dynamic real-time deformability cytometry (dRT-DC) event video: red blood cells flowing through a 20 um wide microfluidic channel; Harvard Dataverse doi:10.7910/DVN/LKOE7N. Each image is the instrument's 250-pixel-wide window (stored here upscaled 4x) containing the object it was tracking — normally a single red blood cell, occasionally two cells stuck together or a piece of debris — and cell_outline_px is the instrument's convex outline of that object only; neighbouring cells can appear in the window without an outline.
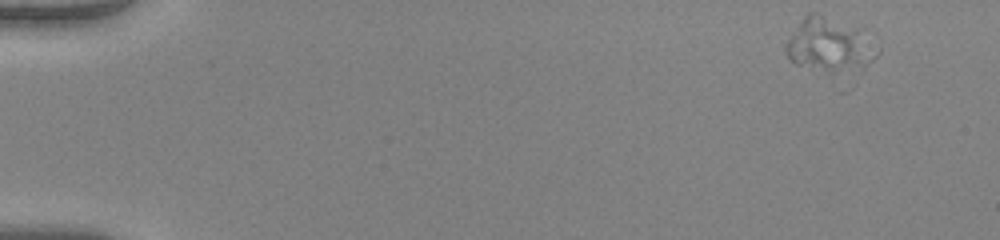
{"species": "human", "species_latin": "Homo sapiens", "temperature_condition": "warm", "stored_images_in_passage": 49, "camera_frame_rate_fps": 3000, "um_per_image_px": 0.085, "donor": {"sex": "female"}, "frame": {"image": 1, "passage_image": 1, "time_ms": 0.0, "image_size_px": [1000, 240], "cell_outline_px": [[868, 28], [856, 84], [848, 92], [836, 92], [796, 64], [784, 52], [784, 48], [788, 40], [804, 16], [808, 12], [820, 12]], "centroid_in_image_um": [70.41, 4.21], "position_along_channel_um": 14.6, "area_um2": 32.6}}
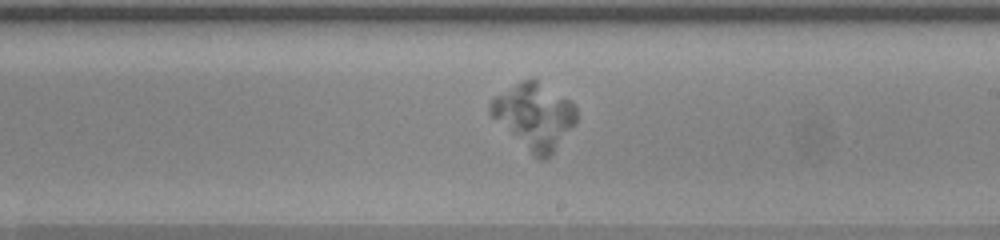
{"frame": {"image": 2, "passage_image": 29, "time_ms": 9.333, "image_size_px": [1000, 240], "cell_outline_px": [[576, 124], [552, 152], [544, 160], [540, 160], [492, 116], [488, 112], [488, 108], [492, 100], [496, 96], [516, 84], [524, 80], [536, 80], [568, 100], [576, 108]], "centroid_in_image_um": [45.44, 9.86], "position_along_channel_um": 243.6, "area_um2": 31.39}}
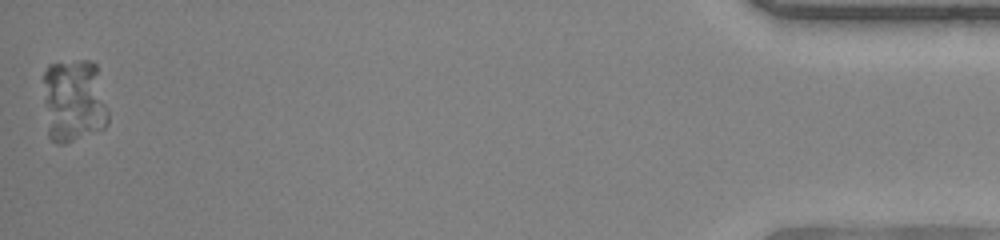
{"frame": {"image": 3, "passage_image": 49, "time_ms": 16.0, "image_size_px": [1000, 240], "cell_outline_px": [[108, 124], [104, 128], [64, 144], [56, 144], [48, 136], [44, 104], [44, 72], [48, 64], [80, 60], [92, 60], [96, 64], [108, 108]], "centroid_in_image_um": [6.27, 8.56], "position_along_channel_um": 428.9, "area_um2": 32.08}}